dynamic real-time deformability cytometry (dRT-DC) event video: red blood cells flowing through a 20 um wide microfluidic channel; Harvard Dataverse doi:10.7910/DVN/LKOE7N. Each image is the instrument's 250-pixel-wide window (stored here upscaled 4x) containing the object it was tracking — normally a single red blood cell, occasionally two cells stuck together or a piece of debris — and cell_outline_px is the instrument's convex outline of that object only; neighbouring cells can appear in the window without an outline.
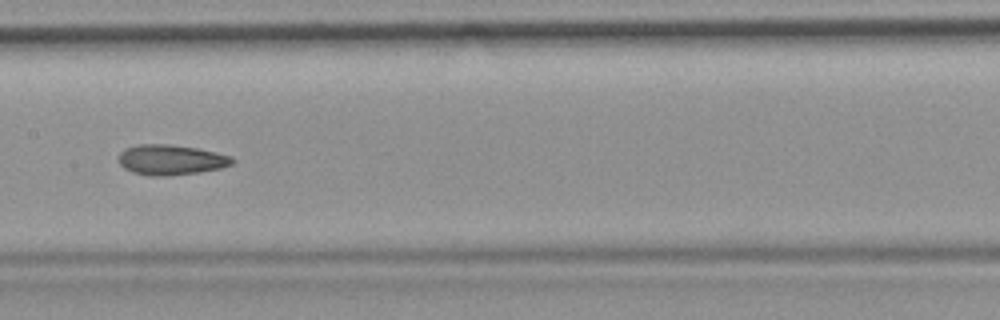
{"species": "common noctule bat (a hibernating species)", "species_latin": "Nyctalus noctula", "temperature_condition": "room temperature", "stored_images_in_passage": 37, "camera_frame_rate_fps": 3000, "um_per_image_px": 0.085, "animal": {"sex": "female", "body_mass_g": 19.9}, "frame": {"image": 1, "passage_image": 11, "time_ms": 3.333, "image_size_px": [1000, 320], "cell_outline_px": [[236, 160], [232, 164], [220, 168], [200, 172], [168, 176], [148, 176], [132, 172], [124, 168], [120, 164], [120, 152], [124, 148], [136, 144], [168, 144], [196, 148], [216, 152], [232, 156]], "centroid_in_image_um": [14.53, 13.58], "position_along_channel_um": 192.9, "area_um2": 20.17}, "authors_computed_cell_mechanics": {"area_um2": 19.7098, "velocity_mm_per_s": 3.7615, "shape_relaxation_time_tau1_ms": null, "shape_relaxation_time_tau2_ms": 3.1295, "deformation_change_tau1": null, "deformation_change_tau2": 0.09}}